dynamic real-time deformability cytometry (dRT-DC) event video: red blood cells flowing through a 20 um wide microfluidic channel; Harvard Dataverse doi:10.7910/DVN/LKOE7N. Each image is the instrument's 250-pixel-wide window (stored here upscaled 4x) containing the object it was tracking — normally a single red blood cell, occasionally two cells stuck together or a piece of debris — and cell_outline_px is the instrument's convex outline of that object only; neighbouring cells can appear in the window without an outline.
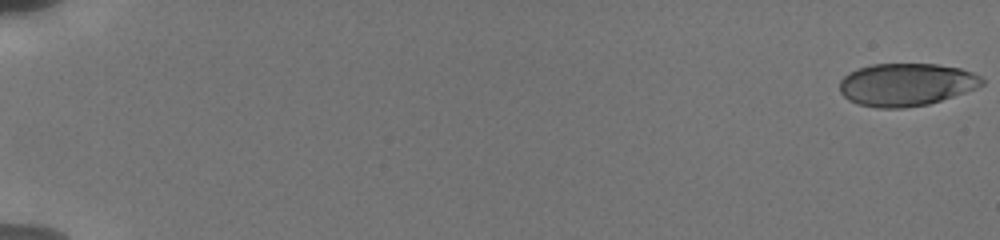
{"species": "human", "species_latin": "Homo sapiens", "temperature_condition": "cold", "stored_images_in_passage": 56, "camera_frame_rate_fps": 3000, "um_per_image_px": 0.085, "donor": {"sex": "male"}, "frame": {"image": 1, "passage_image": 1, "time_ms": 0.0, "image_size_px": [1000, 240], "cell_outline_px": [[984, 84], [976, 88], [928, 104], [904, 108], [876, 108], [860, 104], [848, 100], [840, 92], [840, 80], [848, 72], [856, 68], [872, 64], [936, 64], [960, 68], [972, 72], [980, 76], [984, 80]], "centroid_in_image_um": [77.0, 7.18], "position_along_channel_um": 8.0, "area_um2": 35.43}}
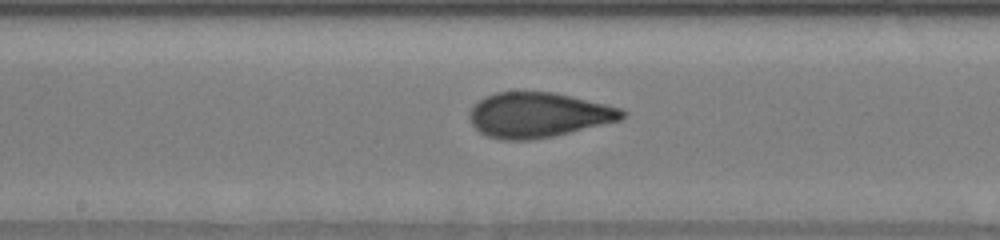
{"frame": {"image": 2, "passage_image": 32, "time_ms": 10.333, "image_size_px": [1000, 240], "cell_outline_px": [[628, 116], [620, 120], [552, 136], [532, 140], [500, 140], [488, 136], [480, 132], [472, 124], [468, 116], [472, 108], [484, 96], [496, 92], [552, 92], [604, 104], [620, 108], [628, 112]], "centroid_in_image_um": [45.74, 9.78], "position_along_channel_um": 202.5, "area_um2": 39.71}}
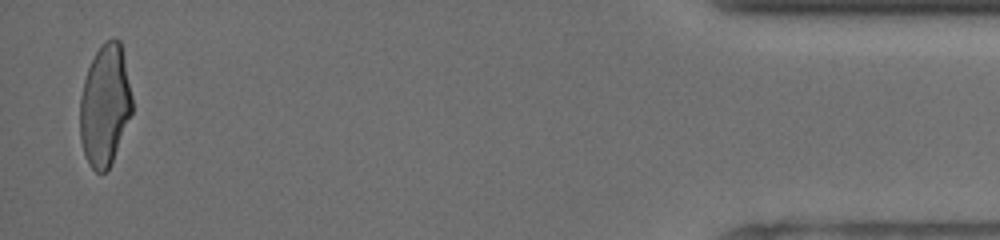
{"frame": {"image": 3, "passage_image": 55, "time_ms": 18.0, "image_size_px": [1000, 240], "cell_outline_px": [[132, 112], [112, 160], [108, 168], [104, 172], [96, 172], [88, 164], [80, 140], [80, 96], [84, 80], [88, 68], [96, 52], [104, 40], [112, 36], [116, 36], [120, 40], [132, 96]], "centroid_in_image_um": [8.91, 8.91], "position_along_channel_um": 426.3, "area_um2": 36.7}, "authors_computed_cell_mechanics": {"area_um2": 38.4659, "velocity_mm_per_s": 3.838, "shape_relaxation_time_tau1_ms": 4.2111, "shape_relaxation_time_tau2_ms": 0.7774, "deformation_change_tau1": 0.1827, "deformation_change_tau2": 0.0727}}